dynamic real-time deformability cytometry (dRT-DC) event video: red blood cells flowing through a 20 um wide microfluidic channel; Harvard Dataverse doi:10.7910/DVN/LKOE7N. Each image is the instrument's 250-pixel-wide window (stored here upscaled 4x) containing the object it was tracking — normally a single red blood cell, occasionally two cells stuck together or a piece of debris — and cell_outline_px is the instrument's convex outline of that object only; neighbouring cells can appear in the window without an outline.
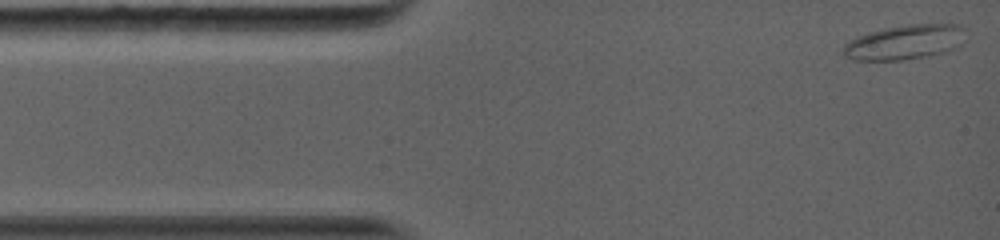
{"species": "common noctule bat (a hibernating species)", "species_latin": "Nyctalus noctula", "temperature_condition": "warm", "stored_images_in_passage": 9, "camera_frame_rate_fps": 5000, "um_per_image_px": 0.085, "animal": {"sex": "female", "body_mass_g": 19.0, "forearm_length_mm": 56.7}, "frame": {"image": 1, "passage_image": 1, "time_ms": 0.0, "image_size_px": [1000, 240], "cell_outline_px": [[964, 28], [960, 44], [956, 48], [944, 52], [928, 56], [900, 60], [852, 60], [844, 56], [840, 52], [844, 44], [848, 40], [856, 36], [868, 32], [884, 28], [908, 24], [960, 24]], "centroid_in_image_um": [76.82, 3.59], "position_along_channel_um": 8.2, "area_um2": 24.91}}
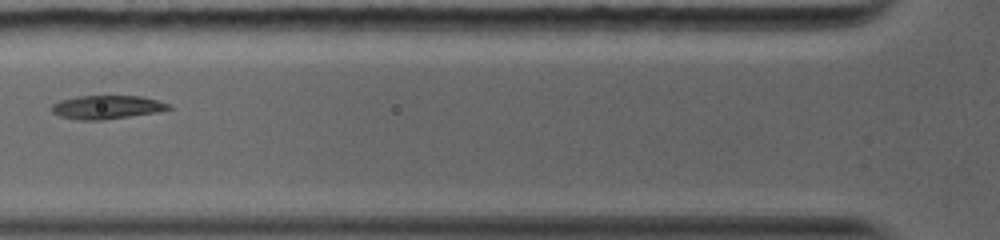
{"frame": {"image": 2, "passage_image": 7, "time_ms": 4.4, "image_size_px": [1000, 240], "cell_outline_px": [[172, 108], [156, 112], [100, 120], [80, 120], [60, 116], [52, 112], [52, 104], [60, 100], [76, 96], [140, 96], [156, 100], [168, 104]], "centroid_in_image_um": [9.03, 9.1], "position_along_channel_um": 116.8, "area_um2": 15.78}}
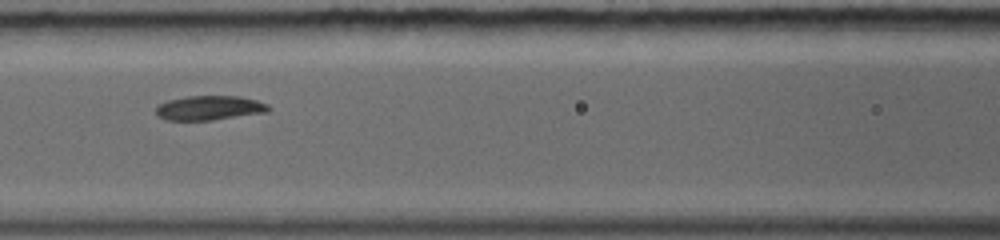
{"frame": {"image": 3, "passage_image": 8, "time_ms": 5.2, "image_size_px": [1000, 240], "cell_outline_px": [[272, 108], [268, 112], [212, 120], [164, 120], [156, 116], [156, 104], [168, 100], [188, 96], [240, 96], [256, 100], [268, 104]], "centroid_in_image_um": [17.78, 9.17], "position_along_channel_um": 148.8, "area_um2": 16.24}}